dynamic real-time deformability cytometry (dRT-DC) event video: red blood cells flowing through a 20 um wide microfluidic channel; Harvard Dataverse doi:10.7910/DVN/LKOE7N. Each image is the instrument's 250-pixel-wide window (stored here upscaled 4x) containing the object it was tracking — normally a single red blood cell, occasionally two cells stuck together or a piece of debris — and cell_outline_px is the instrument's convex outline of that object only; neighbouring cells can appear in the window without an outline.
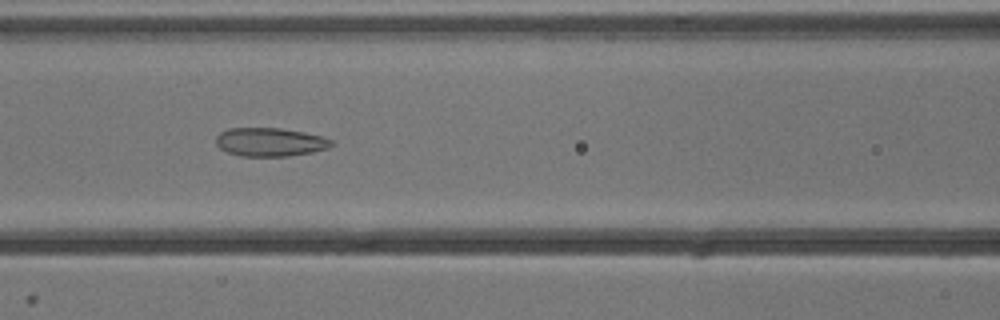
{"species": "common noctule bat (a hibernating species)", "species_latin": "Nyctalus noctula", "temperature_condition": "cold", "stored_images_in_passage": 35, "camera_frame_rate_fps": 3000, "um_per_image_px": 0.085, "animal": {"sex": "male", "body_mass_g": 13.3}, "frame": {"image": 1, "passage_image": 14, "time_ms": 4.333, "image_size_px": [1000, 320], "cell_outline_px": [[336, 144], [328, 148], [312, 152], [288, 156], [240, 156], [228, 152], [220, 148], [216, 144], [216, 136], [220, 132], [228, 128], [280, 128], [304, 132], [324, 136], [332, 140]], "centroid_in_image_um": [22.98, 12.07], "position_along_channel_um": 143.6, "area_um2": 19.36}}
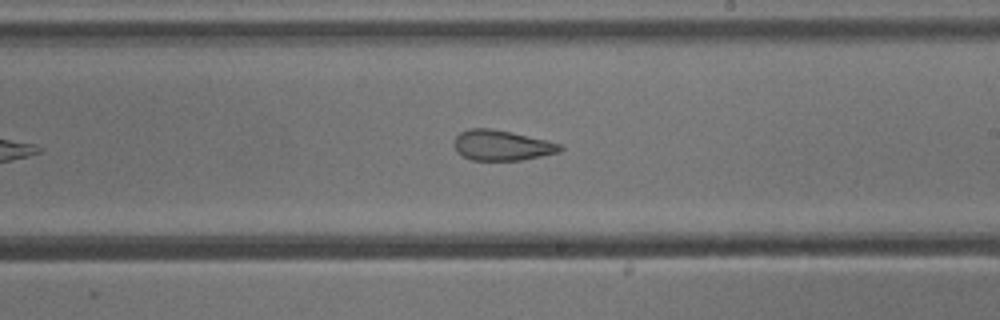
{"frame": {"image": 2, "passage_image": 22, "time_ms": 7.0, "image_size_px": [1000, 320], "cell_outline_px": [[564, 148], [560, 152], [520, 160], [472, 160], [456, 152], [456, 136], [460, 132], [472, 128], [492, 128], [512, 132], [548, 140], [564, 144]], "centroid_in_image_um": [42.72, 12.34], "position_along_channel_um": 246.3, "area_um2": 18.73}}
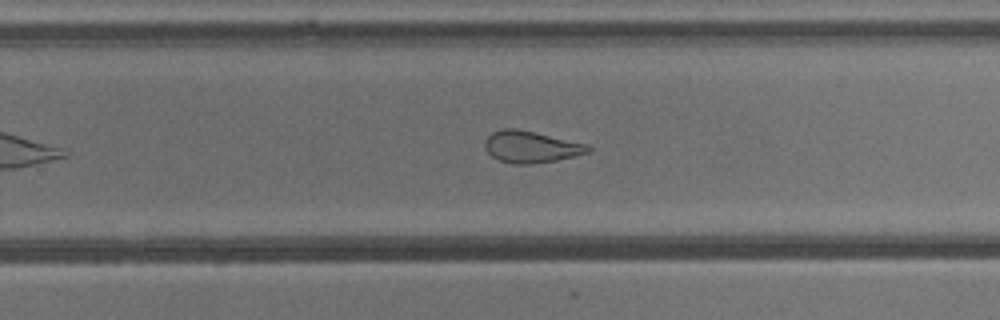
{"frame": {"image": 3, "passage_image": 25, "time_ms": 8.0, "image_size_px": [1000, 320], "cell_outline_px": [[592, 152], [576, 156], [556, 160], [532, 164], [512, 164], [500, 160], [492, 156], [484, 148], [484, 140], [492, 132], [504, 128], [516, 128], [588, 144], [592, 148]], "centroid_in_image_um": [45.15, 12.48], "position_along_channel_um": 284.7, "area_um2": 19.19}}